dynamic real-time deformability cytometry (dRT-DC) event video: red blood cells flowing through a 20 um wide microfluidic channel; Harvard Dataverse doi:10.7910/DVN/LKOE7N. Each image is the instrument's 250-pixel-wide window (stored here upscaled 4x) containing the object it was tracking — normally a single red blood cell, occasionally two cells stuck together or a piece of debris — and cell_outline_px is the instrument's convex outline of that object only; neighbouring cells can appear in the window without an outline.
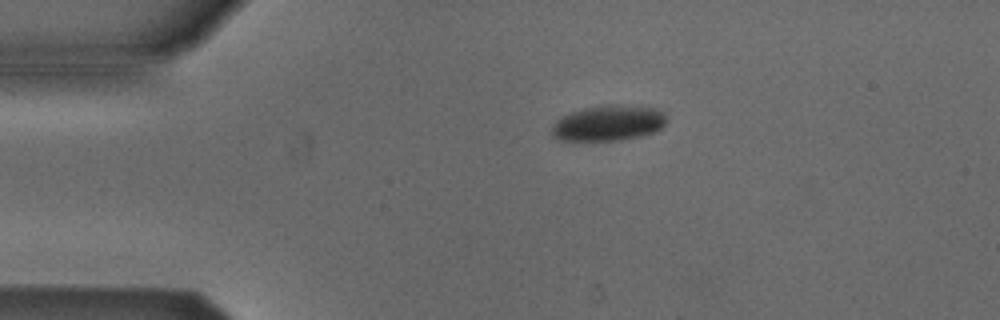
{"species": "Egyptian fruit bat (a non-hibernating species)", "species_latin": "Rousettus aegyptiacus", "temperature_condition": "cold", "stored_images_in_passage": 5, "camera_frame_rate_fps": 3000, "um_per_image_px": 0.085, "animal": {"sex": "male"}, "frame": {"image": 1, "passage_image": 5, "time_ms": 5.0, "image_size_px": [1000, 320], "cell_outline_px": [[664, 124], [660, 128], [652, 132], [640, 136], [620, 140], [556, 140], [552, 136], [552, 128], [556, 120], [572, 112], [584, 108], [604, 104], [620, 104], [656, 108], [664, 112]], "centroid_in_image_um": [51.69, 10.45], "position_along_channel_um": 33.3, "area_um2": 23.64}}